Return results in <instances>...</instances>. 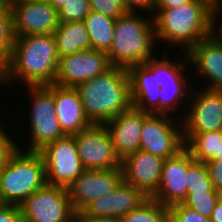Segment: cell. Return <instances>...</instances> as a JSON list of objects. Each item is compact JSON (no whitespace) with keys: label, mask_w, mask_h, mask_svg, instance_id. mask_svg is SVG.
<instances>
[{"label":"cell","mask_w":222,"mask_h":222,"mask_svg":"<svg viewBox=\"0 0 222 222\" xmlns=\"http://www.w3.org/2000/svg\"><path fill=\"white\" fill-rule=\"evenodd\" d=\"M58 63L54 34L15 36L10 61L0 74V87L20 82L22 86L54 84Z\"/></svg>","instance_id":"1"},{"label":"cell","mask_w":222,"mask_h":222,"mask_svg":"<svg viewBox=\"0 0 222 222\" xmlns=\"http://www.w3.org/2000/svg\"><path fill=\"white\" fill-rule=\"evenodd\" d=\"M212 6L205 0H192L180 7L155 9L156 40L187 53L199 41L211 35Z\"/></svg>","instance_id":"2"},{"label":"cell","mask_w":222,"mask_h":222,"mask_svg":"<svg viewBox=\"0 0 222 222\" xmlns=\"http://www.w3.org/2000/svg\"><path fill=\"white\" fill-rule=\"evenodd\" d=\"M76 89L93 124H105L133 106L129 73L123 67L113 66L106 73L79 84Z\"/></svg>","instance_id":"3"},{"label":"cell","mask_w":222,"mask_h":222,"mask_svg":"<svg viewBox=\"0 0 222 222\" xmlns=\"http://www.w3.org/2000/svg\"><path fill=\"white\" fill-rule=\"evenodd\" d=\"M158 43L153 17L142 13H126L114 25L113 43L107 53L112 66L128 69L155 58ZM154 54V55H153Z\"/></svg>","instance_id":"4"},{"label":"cell","mask_w":222,"mask_h":222,"mask_svg":"<svg viewBox=\"0 0 222 222\" xmlns=\"http://www.w3.org/2000/svg\"><path fill=\"white\" fill-rule=\"evenodd\" d=\"M46 184L42 155L18 148L0 170V204L21 205Z\"/></svg>","instance_id":"5"},{"label":"cell","mask_w":222,"mask_h":222,"mask_svg":"<svg viewBox=\"0 0 222 222\" xmlns=\"http://www.w3.org/2000/svg\"><path fill=\"white\" fill-rule=\"evenodd\" d=\"M26 91L30 101V114L28 135H30L26 143V147H20L19 149H25L26 151H36L41 150L45 145L54 142L62 137L64 133L62 132L59 120L55 111L54 103V84L41 85V86H25ZM29 143V144H28Z\"/></svg>","instance_id":"6"},{"label":"cell","mask_w":222,"mask_h":222,"mask_svg":"<svg viewBox=\"0 0 222 222\" xmlns=\"http://www.w3.org/2000/svg\"><path fill=\"white\" fill-rule=\"evenodd\" d=\"M184 147L181 118L164 113L144 112L139 150L165 160L175 156Z\"/></svg>","instance_id":"7"},{"label":"cell","mask_w":222,"mask_h":222,"mask_svg":"<svg viewBox=\"0 0 222 222\" xmlns=\"http://www.w3.org/2000/svg\"><path fill=\"white\" fill-rule=\"evenodd\" d=\"M20 206L22 222H74L77 213L67 188L46 184Z\"/></svg>","instance_id":"8"},{"label":"cell","mask_w":222,"mask_h":222,"mask_svg":"<svg viewBox=\"0 0 222 222\" xmlns=\"http://www.w3.org/2000/svg\"><path fill=\"white\" fill-rule=\"evenodd\" d=\"M44 160L46 182L67 188L85 170L81 164L74 136H67L45 145L38 151Z\"/></svg>","instance_id":"9"},{"label":"cell","mask_w":222,"mask_h":222,"mask_svg":"<svg viewBox=\"0 0 222 222\" xmlns=\"http://www.w3.org/2000/svg\"><path fill=\"white\" fill-rule=\"evenodd\" d=\"M77 152L85 170L121 168L110 133L104 124L91 127L74 135Z\"/></svg>","instance_id":"10"},{"label":"cell","mask_w":222,"mask_h":222,"mask_svg":"<svg viewBox=\"0 0 222 222\" xmlns=\"http://www.w3.org/2000/svg\"><path fill=\"white\" fill-rule=\"evenodd\" d=\"M199 88L192 87L187 110L182 118L183 133L222 130V91Z\"/></svg>","instance_id":"11"},{"label":"cell","mask_w":222,"mask_h":222,"mask_svg":"<svg viewBox=\"0 0 222 222\" xmlns=\"http://www.w3.org/2000/svg\"><path fill=\"white\" fill-rule=\"evenodd\" d=\"M113 66L105 52L88 49L59 58L54 84L76 88L96 76L106 73Z\"/></svg>","instance_id":"12"},{"label":"cell","mask_w":222,"mask_h":222,"mask_svg":"<svg viewBox=\"0 0 222 222\" xmlns=\"http://www.w3.org/2000/svg\"><path fill=\"white\" fill-rule=\"evenodd\" d=\"M15 36L54 34L59 25L58 10L49 2L10 0Z\"/></svg>","instance_id":"13"},{"label":"cell","mask_w":222,"mask_h":222,"mask_svg":"<svg viewBox=\"0 0 222 222\" xmlns=\"http://www.w3.org/2000/svg\"><path fill=\"white\" fill-rule=\"evenodd\" d=\"M123 181L122 168L84 170L68 187V197L78 214L94 199L112 192Z\"/></svg>","instance_id":"14"},{"label":"cell","mask_w":222,"mask_h":222,"mask_svg":"<svg viewBox=\"0 0 222 222\" xmlns=\"http://www.w3.org/2000/svg\"><path fill=\"white\" fill-rule=\"evenodd\" d=\"M149 197L140 189L122 181L112 192L88 203L78 215L81 218L119 217L139 208Z\"/></svg>","instance_id":"15"},{"label":"cell","mask_w":222,"mask_h":222,"mask_svg":"<svg viewBox=\"0 0 222 222\" xmlns=\"http://www.w3.org/2000/svg\"><path fill=\"white\" fill-rule=\"evenodd\" d=\"M194 161L184 147L175 156L163 161L160 185L150 197L165 207L182 203L187 196V169Z\"/></svg>","instance_id":"16"},{"label":"cell","mask_w":222,"mask_h":222,"mask_svg":"<svg viewBox=\"0 0 222 222\" xmlns=\"http://www.w3.org/2000/svg\"><path fill=\"white\" fill-rule=\"evenodd\" d=\"M163 161L158 156L138 150L121 161L123 181L150 198L160 185Z\"/></svg>","instance_id":"17"},{"label":"cell","mask_w":222,"mask_h":222,"mask_svg":"<svg viewBox=\"0 0 222 222\" xmlns=\"http://www.w3.org/2000/svg\"><path fill=\"white\" fill-rule=\"evenodd\" d=\"M190 67L204 77L202 88L222 91V44L211 35L194 45L187 53ZM198 72V73H197ZM207 78V79H206Z\"/></svg>","instance_id":"18"},{"label":"cell","mask_w":222,"mask_h":222,"mask_svg":"<svg viewBox=\"0 0 222 222\" xmlns=\"http://www.w3.org/2000/svg\"><path fill=\"white\" fill-rule=\"evenodd\" d=\"M143 122L144 111L132 106L104 124L110 133L115 153L121 161L139 150Z\"/></svg>","instance_id":"19"},{"label":"cell","mask_w":222,"mask_h":222,"mask_svg":"<svg viewBox=\"0 0 222 222\" xmlns=\"http://www.w3.org/2000/svg\"><path fill=\"white\" fill-rule=\"evenodd\" d=\"M54 103L59 125L64 135L74 136L93 125L85 113L76 88L54 84Z\"/></svg>","instance_id":"20"},{"label":"cell","mask_w":222,"mask_h":222,"mask_svg":"<svg viewBox=\"0 0 222 222\" xmlns=\"http://www.w3.org/2000/svg\"><path fill=\"white\" fill-rule=\"evenodd\" d=\"M133 107L148 113H160V90L156 76L144 65L128 69Z\"/></svg>","instance_id":"21"},{"label":"cell","mask_w":222,"mask_h":222,"mask_svg":"<svg viewBox=\"0 0 222 222\" xmlns=\"http://www.w3.org/2000/svg\"><path fill=\"white\" fill-rule=\"evenodd\" d=\"M54 36L59 58L91 49L89 34L83 21L59 22Z\"/></svg>","instance_id":"22"},{"label":"cell","mask_w":222,"mask_h":222,"mask_svg":"<svg viewBox=\"0 0 222 222\" xmlns=\"http://www.w3.org/2000/svg\"><path fill=\"white\" fill-rule=\"evenodd\" d=\"M165 51L163 52L165 54L164 56L161 55L159 58L155 57L144 63V65L153 73V75L156 76L157 84H159L161 87L162 83L190 81L191 78L188 79L187 75L189 74L186 70L187 66L190 68L187 54L185 52H182V54H184V56L182 55V57L184 58H181L180 60L179 58L181 57V54H179L178 52V58L171 59L169 58L171 57L170 54L168 55L167 53L168 51L166 49ZM173 59H175V61Z\"/></svg>","instance_id":"23"},{"label":"cell","mask_w":222,"mask_h":222,"mask_svg":"<svg viewBox=\"0 0 222 222\" xmlns=\"http://www.w3.org/2000/svg\"><path fill=\"white\" fill-rule=\"evenodd\" d=\"M185 148L194 160L206 163L220 159L222 130L204 133H183Z\"/></svg>","instance_id":"24"},{"label":"cell","mask_w":222,"mask_h":222,"mask_svg":"<svg viewBox=\"0 0 222 222\" xmlns=\"http://www.w3.org/2000/svg\"><path fill=\"white\" fill-rule=\"evenodd\" d=\"M83 22L89 34L91 49L108 53L113 43L116 19L91 10Z\"/></svg>","instance_id":"25"},{"label":"cell","mask_w":222,"mask_h":222,"mask_svg":"<svg viewBox=\"0 0 222 222\" xmlns=\"http://www.w3.org/2000/svg\"><path fill=\"white\" fill-rule=\"evenodd\" d=\"M190 82H193V81L162 83L161 90H160L161 92L160 113L170 114L176 117L178 116L181 119L184 117L185 115L184 113H186V109L185 110H182V109L188 106L189 101L187 100H189L190 93L192 90V86L189 85ZM180 113L182 114L181 117H180L181 115Z\"/></svg>","instance_id":"26"},{"label":"cell","mask_w":222,"mask_h":222,"mask_svg":"<svg viewBox=\"0 0 222 222\" xmlns=\"http://www.w3.org/2000/svg\"><path fill=\"white\" fill-rule=\"evenodd\" d=\"M14 40L10 0H0V74L5 70L10 61Z\"/></svg>","instance_id":"27"},{"label":"cell","mask_w":222,"mask_h":222,"mask_svg":"<svg viewBox=\"0 0 222 222\" xmlns=\"http://www.w3.org/2000/svg\"><path fill=\"white\" fill-rule=\"evenodd\" d=\"M122 222H169V209L152 198L124 215Z\"/></svg>","instance_id":"28"},{"label":"cell","mask_w":222,"mask_h":222,"mask_svg":"<svg viewBox=\"0 0 222 222\" xmlns=\"http://www.w3.org/2000/svg\"><path fill=\"white\" fill-rule=\"evenodd\" d=\"M187 193L218 192L214 189L205 163L194 160L187 169Z\"/></svg>","instance_id":"29"},{"label":"cell","mask_w":222,"mask_h":222,"mask_svg":"<svg viewBox=\"0 0 222 222\" xmlns=\"http://www.w3.org/2000/svg\"><path fill=\"white\" fill-rule=\"evenodd\" d=\"M219 200V192L187 193L183 205L198 211L202 216L210 218L215 204Z\"/></svg>","instance_id":"30"},{"label":"cell","mask_w":222,"mask_h":222,"mask_svg":"<svg viewBox=\"0 0 222 222\" xmlns=\"http://www.w3.org/2000/svg\"><path fill=\"white\" fill-rule=\"evenodd\" d=\"M90 11L89 0H67L58 10L59 22L84 21Z\"/></svg>","instance_id":"31"},{"label":"cell","mask_w":222,"mask_h":222,"mask_svg":"<svg viewBox=\"0 0 222 222\" xmlns=\"http://www.w3.org/2000/svg\"><path fill=\"white\" fill-rule=\"evenodd\" d=\"M169 209V222H211L198 211L182 203L172 205Z\"/></svg>","instance_id":"32"},{"label":"cell","mask_w":222,"mask_h":222,"mask_svg":"<svg viewBox=\"0 0 222 222\" xmlns=\"http://www.w3.org/2000/svg\"><path fill=\"white\" fill-rule=\"evenodd\" d=\"M91 10L117 19L127 13L123 0H89Z\"/></svg>","instance_id":"33"},{"label":"cell","mask_w":222,"mask_h":222,"mask_svg":"<svg viewBox=\"0 0 222 222\" xmlns=\"http://www.w3.org/2000/svg\"><path fill=\"white\" fill-rule=\"evenodd\" d=\"M2 121H0V170L9 161V158L17 151L18 141L12 139L6 127H2ZM6 128V130H4Z\"/></svg>","instance_id":"34"},{"label":"cell","mask_w":222,"mask_h":222,"mask_svg":"<svg viewBox=\"0 0 222 222\" xmlns=\"http://www.w3.org/2000/svg\"><path fill=\"white\" fill-rule=\"evenodd\" d=\"M123 4L127 13L146 14L147 12L148 15L153 17L155 14L157 0H123Z\"/></svg>","instance_id":"35"},{"label":"cell","mask_w":222,"mask_h":222,"mask_svg":"<svg viewBox=\"0 0 222 222\" xmlns=\"http://www.w3.org/2000/svg\"><path fill=\"white\" fill-rule=\"evenodd\" d=\"M216 191H222V159H213L205 163Z\"/></svg>","instance_id":"36"},{"label":"cell","mask_w":222,"mask_h":222,"mask_svg":"<svg viewBox=\"0 0 222 222\" xmlns=\"http://www.w3.org/2000/svg\"><path fill=\"white\" fill-rule=\"evenodd\" d=\"M0 222H22L20 206L0 204Z\"/></svg>","instance_id":"37"},{"label":"cell","mask_w":222,"mask_h":222,"mask_svg":"<svg viewBox=\"0 0 222 222\" xmlns=\"http://www.w3.org/2000/svg\"><path fill=\"white\" fill-rule=\"evenodd\" d=\"M219 17H222V6H213L211 11V36L222 44V20Z\"/></svg>","instance_id":"38"},{"label":"cell","mask_w":222,"mask_h":222,"mask_svg":"<svg viewBox=\"0 0 222 222\" xmlns=\"http://www.w3.org/2000/svg\"><path fill=\"white\" fill-rule=\"evenodd\" d=\"M192 0H157L155 9H171L180 7L183 4L191 2Z\"/></svg>","instance_id":"39"},{"label":"cell","mask_w":222,"mask_h":222,"mask_svg":"<svg viewBox=\"0 0 222 222\" xmlns=\"http://www.w3.org/2000/svg\"><path fill=\"white\" fill-rule=\"evenodd\" d=\"M77 222H122L119 217H97V218H81L78 214L76 215Z\"/></svg>","instance_id":"40"},{"label":"cell","mask_w":222,"mask_h":222,"mask_svg":"<svg viewBox=\"0 0 222 222\" xmlns=\"http://www.w3.org/2000/svg\"><path fill=\"white\" fill-rule=\"evenodd\" d=\"M211 222H222V201L218 200L210 217Z\"/></svg>","instance_id":"41"},{"label":"cell","mask_w":222,"mask_h":222,"mask_svg":"<svg viewBox=\"0 0 222 222\" xmlns=\"http://www.w3.org/2000/svg\"><path fill=\"white\" fill-rule=\"evenodd\" d=\"M67 0H51L49 3L56 8L57 10H59L65 3Z\"/></svg>","instance_id":"42"},{"label":"cell","mask_w":222,"mask_h":222,"mask_svg":"<svg viewBox=\"0 0 222 222\" xmlns=\"http://www.w3.org/2000/svg\"><path fill=\"white\" fill-rule=\"evenodd\" d=\"M207 1L212 7L220 5L222 3V0H205Z\"/></svg>","instance_id":"43"},{"label":"cell","mask_w":222,"mask_h":222,"mask_svg":"<svg viewBox=\"0 0 222 222\" xmlns=\"http://www.w3.org/2000/svg\"><path fill=\"white\" fill-rule=\"evenodd\" d=\"M220 159H222V142H221V147H220Z\"/></svg>","instance_id":"44"},{"label":"cell","mask_w":222,"mask_h":222,"mask_svg":"<svg viewBox=\"0 0 222 222\" xmlns=\"http://www.w3.org/2000/svg\"><path fill=\"white\" fill-rule=\"evenodd\" d=\"M219 200L222 201V191H219Z\"/></svg>","instance_id":"45"},{"label":"cell","mask_w":222,"mask_h":222,"mask_svg":"<svg viewBox=\"0 0 222 222\" xmlns=\"http://www.w3.org/2000/svg\"><path fill=\"white\" fill-rule=\"evenodd\" d=\"M37 1L50 2L51 0H37Z\"/></svg>","instance_id":"46"}]
</instances>
